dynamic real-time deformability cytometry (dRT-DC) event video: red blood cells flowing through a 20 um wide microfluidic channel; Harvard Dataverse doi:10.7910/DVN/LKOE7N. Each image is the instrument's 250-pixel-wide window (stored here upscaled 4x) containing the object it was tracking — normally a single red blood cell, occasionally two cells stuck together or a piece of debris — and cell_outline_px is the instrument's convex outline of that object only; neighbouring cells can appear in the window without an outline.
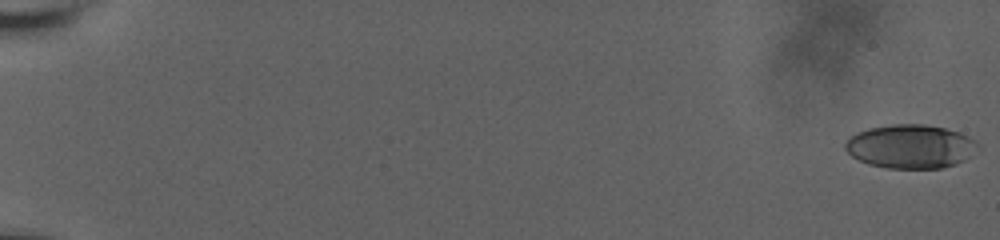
{"species": "human", "species_latin": "Homo sapiens", "temperature_condition": "room temperature", "stored_images_in_passage": 61, "camera_frame_rate_fps": 3000, "um_per_image_px": 0.085, "donor": {"sex": "male"}, "frame": {"image": 1, "passage_image": 1, "time_ms": 0.0, "image_size_px": [1000, 240], "cell_outline_px": [[980, 148], [964, 160], [956, 164], [940, 168], [888, 168], [868, 164], [852, 156], [844, 148], [844, 144], [848, 136], [856, 132], [868, 128], [892, 124], [924, 124], [944, 128], [960, 132], [976, 140], [980, 144]], "centroid_in_image_um": [77.4, 12.44], "position_along_channel_um": 7.6, "area_um2": 34.1}}
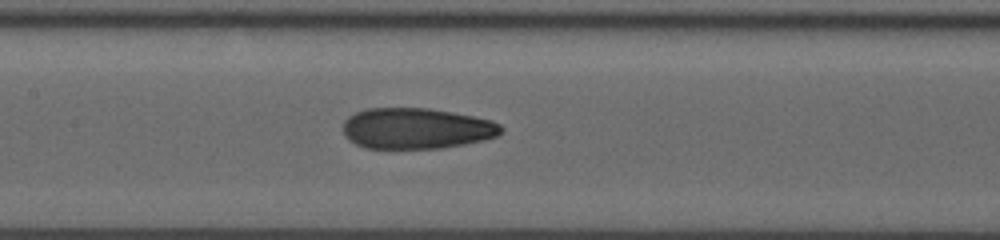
{"frame": {"image": 2, "passage_image": 33, "time_ms": 10.667, "image_size_px": [1000, 240], "cell_outline_px": [[504, 132], [496, 136], [484, 140], [464, 144], [440, 148], [364, 148], [348, 140], [344, 136], [344, 120], [348, 116], [364, 108], [428, 108], [452, 112], [492, 120], [500, 124], [504, 128]], "centroid_in_image_um": [35.39, 10.91], "position_along_channel_um": 172.0, "area_um2": 37.86}}
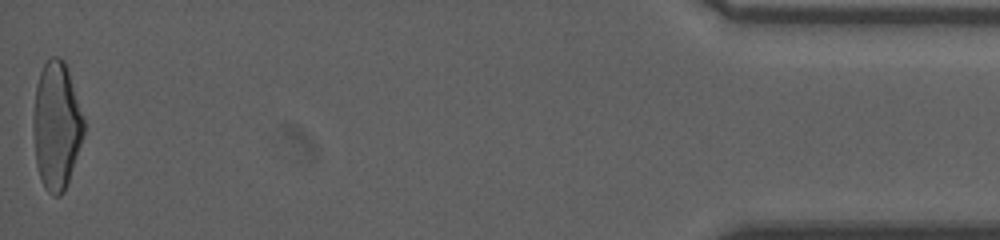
{"frame": {"image": 3, "passage_image": 61, "time_ms": 20.0, "image_size_px": [1000, 240], "cell_outline_px": [[84, 132], [64, 192], [60, 196], [52, 196], [44, 188], [36, 164], [32, 128], [32, 120], [36, 84], [40, 72], [44, 64], [52, 56], [60, 56], [64, 60], [68, 68], [84, 120]], "centroid_in_image_um": [4.77, 10.66], "position_along_channel_um": 430.4, "area_um2": 37.57}, "authors_computed_cell_mechanics": {"area_um2": 37.281, "velocity_mm_per_s": 3.6684, "shape_relaxation_time_tau1_ms": null, "shape_relaxation_time_tau2_ms": 1.815, "deformation_change_tau1": null, "deformation_change_tau2": 0.0935}}